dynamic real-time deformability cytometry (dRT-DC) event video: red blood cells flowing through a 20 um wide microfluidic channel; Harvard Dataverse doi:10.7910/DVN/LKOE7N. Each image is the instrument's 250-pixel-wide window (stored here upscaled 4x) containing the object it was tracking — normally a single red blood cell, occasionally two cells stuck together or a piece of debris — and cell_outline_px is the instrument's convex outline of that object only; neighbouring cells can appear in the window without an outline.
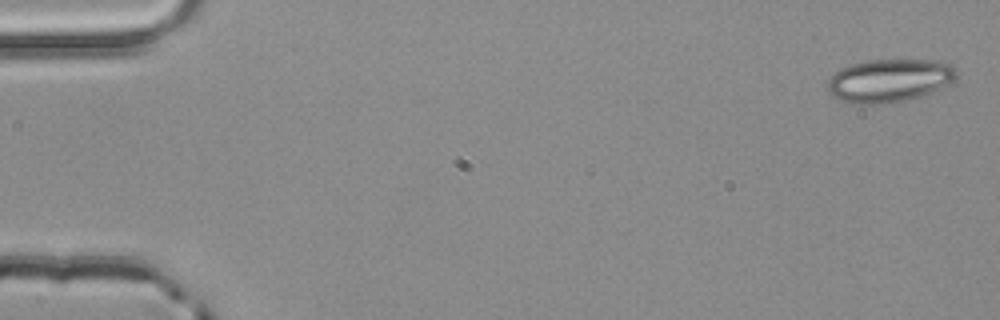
{"species": "common noctule bat (a hibernating species)", "species_latin": "Nyctalus noctula", "temperature_condition": "room temperature", "stored_images_in_passage": 5, "segment_of_instrument_passage": [1, 2], "camera_frame_rate_fps": 3000, "um_per_image_px": 0.085, "animal": {"sex": "male", "body_mass_g": 20.4}, "frame": {"image": 1, "passage_image": 1, "time_ms": 0.0, "image_size_px": [1000, 320], "cell_outline_px": [[956, 76], [948, 88], [908, 100], [884, 104], [856, 104], [840, 100], [832, 96], [828, 92], [828, 80], [840, 68], [852, 64], [868, 60], [936, 60], [956, 64]], "centroid_in_image_um": [75.67, 6.85], "position_along_channel_um": 9.3, "area_um2": 33.06}}